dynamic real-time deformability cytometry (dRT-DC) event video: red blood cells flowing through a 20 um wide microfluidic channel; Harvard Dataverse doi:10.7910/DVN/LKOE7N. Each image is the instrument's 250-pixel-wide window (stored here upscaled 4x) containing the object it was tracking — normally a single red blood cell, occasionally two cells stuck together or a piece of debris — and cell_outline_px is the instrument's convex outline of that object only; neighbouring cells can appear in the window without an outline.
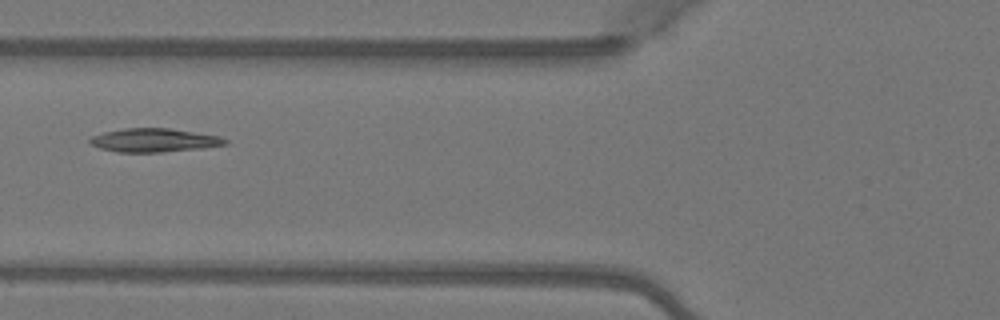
{"species": "Egyptian fruit bat (a non-hibernating species)", "species_latin": "Rousettus aegyptiacus", "temperature_condition": "warm", "stored_images_in_passage": 6, "camera_frame_rate_fps": 3000, "um_per_image_px": 0.085, "animal": {"sex": "female"}, "frame": {"image": 1, "passage_image": 5, "time_ms": 1.333, "image_size_px": [1000, 320], "cell_outline_px": [[228, 144], [200, 148], [160, 152], [116, 152], [100, 148], [92, 144], [88, 140], [92, 136], [104, 132], [124, 128], [168, 128], [220, 136], [228, 140]], "centroid_in_image_um": [13.09, 11.91], "position_along_channel_um": 112.7, "area_um2": 18.44}}
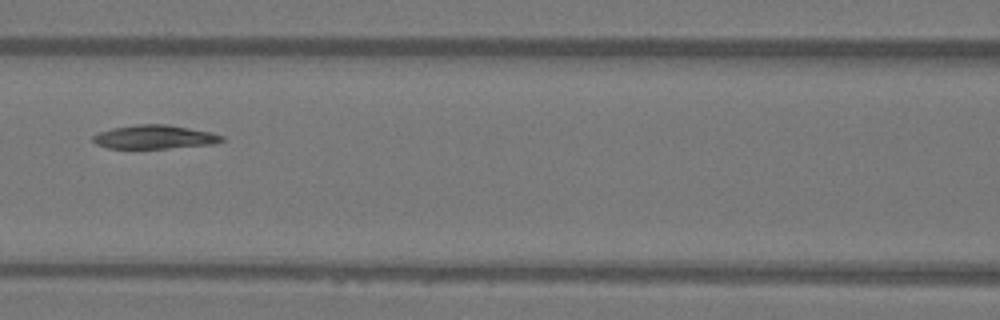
{"frame": {"image": 2, "passage_image": 6, "time_ms": 1.667, "image_size_px": [1000, 320], "cell_outline_px": [[224, 140], [212, 144], [168, 148], [108, 148], [96, 144], [92, 140], [92, 136], [100, 132], [112, 128], [136, 124], [168, 124], [212, 132], [224, 136]], "centroid_in_image_um": [13.14, 11.63], "position_along_channel_um": 153.5, "area_um2": 17.8}}